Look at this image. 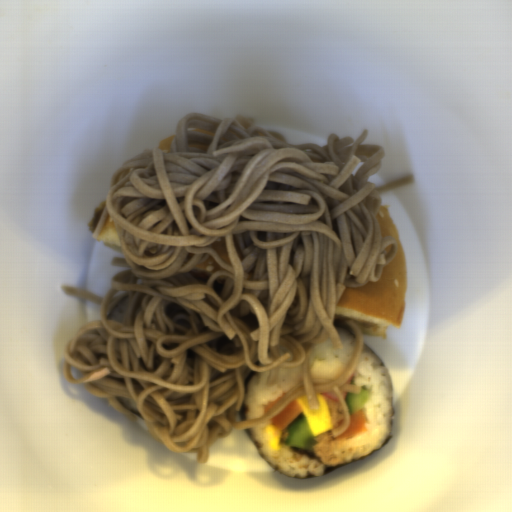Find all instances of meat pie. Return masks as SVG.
<instances>
[{
  "label": "meat pie",
  "mask_w": 512,
  "mask_h": 512,
  "mask_svg": "<svg viewBox=\"0 0 512 512\" xmlns=\"http://www.w3.org/2000/svg\"><path fill=\"white\" fill-rule=\"evenodd\" d=\"M105 204H106V200H104L103 202H101L95 209L91 219L89 220L88 222V227L90 229V231H92L94 233L96 227H97V224L100 220V217L105 209Z\"/></svg>",
  "instance_id": "obj_1"
}]
</instances>
